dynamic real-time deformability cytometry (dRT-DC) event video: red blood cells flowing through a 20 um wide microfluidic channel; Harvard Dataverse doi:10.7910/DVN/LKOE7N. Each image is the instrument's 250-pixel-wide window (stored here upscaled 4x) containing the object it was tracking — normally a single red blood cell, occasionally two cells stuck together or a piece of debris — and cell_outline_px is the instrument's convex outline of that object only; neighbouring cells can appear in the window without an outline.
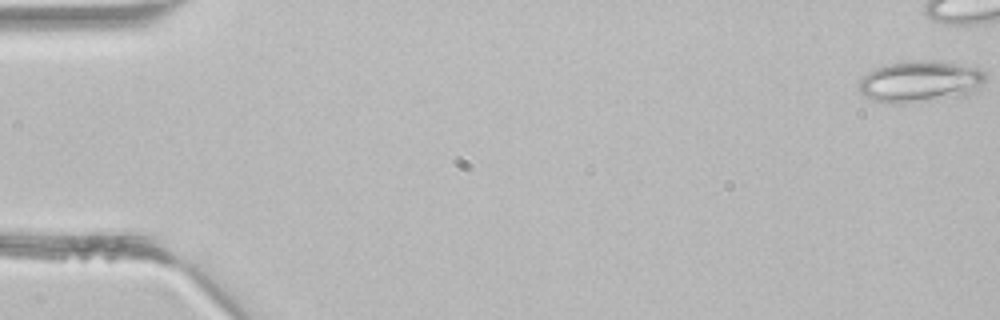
{"species": "common noctule bat (a hibernating species)", "species_latin": "Nyctalus noctula", "temperature_condition": "room temperature", "stored_images_in_passage": 4, "camera_frame_rate_fps": 3000, "um_per_image_px": 0.085, "animal": {"sex": "male", "body_mass_g": 21.5, "forearm_length_mm": 52.0}, "frame": {"image": 1, "passage_image": 1, "time_ms": 0.0, "image_size_px": [1000, 320], "cell_outline_px": [[984, 84], [976, 92], [964, 96], [904, 104], [900, 104], [872, 100], [864, 96], [856, 88], [860, 80], [868, 72], [876, 68], [888, 64], [912, 60], [932, 60], [960, 64], [984, 68]], "centroid_in_image_um": [78.25, 6.94], "position_along_channel_um": 6.8, "area_um2": 31.21}}